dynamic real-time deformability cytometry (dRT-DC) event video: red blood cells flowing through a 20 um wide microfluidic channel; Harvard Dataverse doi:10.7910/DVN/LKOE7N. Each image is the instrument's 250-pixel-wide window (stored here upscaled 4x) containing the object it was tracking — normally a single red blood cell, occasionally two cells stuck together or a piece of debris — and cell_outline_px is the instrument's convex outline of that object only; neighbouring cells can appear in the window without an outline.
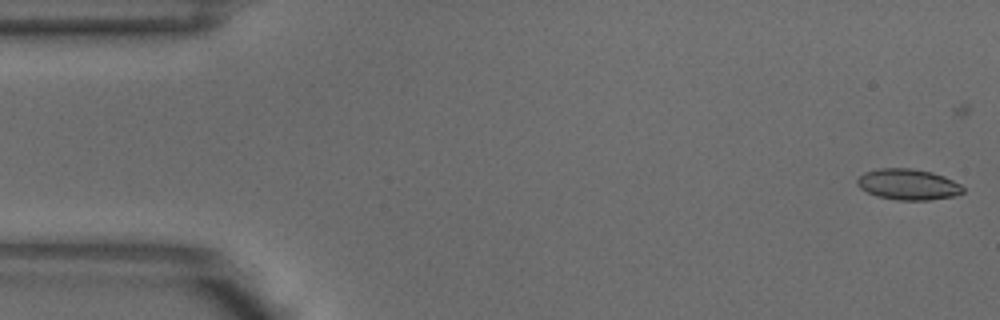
{"species": "common noctule bat (a hibernating species)", "species_latin": "Nyctalus noctula", "temperature_condition": "warm", "stored_images_in_passage": 5, "camera_frame_rate_fps": 3000, "um_per_image_px": 0.085, "animal": {"sex": "male", "body_mass_g": 18.8}, "frame": {"image": 1, "passage_image": 5, "time_ms": 1.333, "image_size_px": [1000, 320], "cell_outline_px": [[964, 192], [952, 196], [928, 200], [900, 200], [876, 196], [860, 188], [856, 184], [856, 180], [864, 172], [880, 168], [912, 168], [932, 172], [944, 176], [960, 184], [964, 188]], "centroid_in_image_um": [77.17, 15.67], "position_along_channel_um": 7.8, "area_um2": 19.02}}